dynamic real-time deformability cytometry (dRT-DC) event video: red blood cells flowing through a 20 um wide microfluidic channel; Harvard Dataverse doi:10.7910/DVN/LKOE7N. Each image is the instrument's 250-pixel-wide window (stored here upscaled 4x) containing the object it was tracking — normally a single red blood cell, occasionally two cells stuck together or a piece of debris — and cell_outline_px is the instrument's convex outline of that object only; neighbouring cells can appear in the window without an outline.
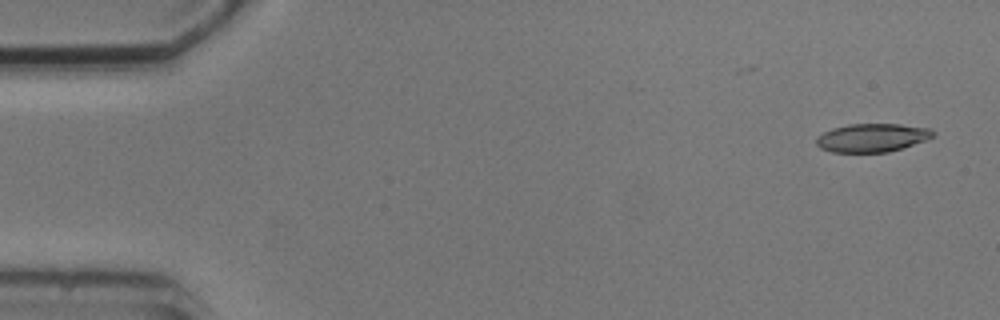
{"species": "common noctule bat (a hibernating species)", "species_latin": "Nyctalus noctula", "temperature_condition": "cold", "stored_images_in_passage": 4, "camera_frame_rate_fps": 3000, "um_per_image_px": 0.085, "animal": {"sex": "male", "body_mass_g": 20.5, "forearm_length_mm": 52.5}, "frame": {"image": 1, "passage_image": 1, "time_ms": 0.0, "image_size_px": [1000, 320], "cell_outline_px": [[936, 136], [888, 152], [832, 152], [820, 148], [816, 144], [816, 140], [824, 132], [832, 128], [848, 124], [900, 124], [932, 128], [936, 132]], "centroid_in_image_um": [74.15, 11.69], "position_along_channel_um": 10.8, "area_um2": 19.25}}